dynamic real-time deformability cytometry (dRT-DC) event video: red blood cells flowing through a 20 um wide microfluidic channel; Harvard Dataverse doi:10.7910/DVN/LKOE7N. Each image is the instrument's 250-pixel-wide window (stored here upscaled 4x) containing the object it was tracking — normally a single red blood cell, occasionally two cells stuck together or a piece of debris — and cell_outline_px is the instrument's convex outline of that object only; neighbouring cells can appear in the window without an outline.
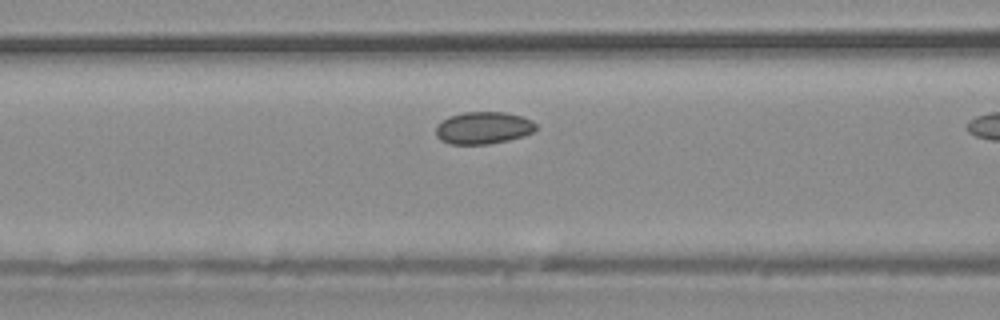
{"species": "common noctule bat (a hibernating species)", "species_latin": "Nyctalus noctula", "temperature_condition": "warm", "stored_images_in_passage": 9, "camera_frame_rate_fps": 3000, "um_per_image_px": 0.085, "animal": {"sex": "male", "body_mass_g": 20.4}, "frame": {"image": 1, "passage_image": 8, "time_ms": 2.333, "image_size_px": [1000, 320], "cell_outline_px": [[536, 128], [532, 132], [524, 136], [508, 140], [488, 144], [448, 144], [440, 140], [436, 136], [436, 124], [448, 116], [464, 112], [504, 112], [524, 116], [532, 120], [536, 124]], "centroid_in_image_um": [41.06, 10.86], "position_along_channel_um": 125.5, "area_um2": 19.02}}